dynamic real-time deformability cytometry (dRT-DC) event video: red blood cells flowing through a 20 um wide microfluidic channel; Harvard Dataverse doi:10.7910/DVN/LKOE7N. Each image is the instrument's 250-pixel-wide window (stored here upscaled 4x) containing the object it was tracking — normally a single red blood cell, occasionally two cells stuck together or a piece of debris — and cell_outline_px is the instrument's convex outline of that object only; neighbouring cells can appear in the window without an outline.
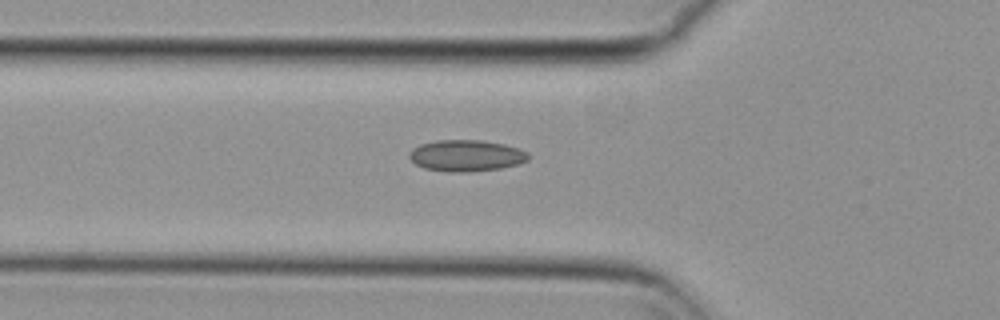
{"species": "common noctule bat (a hibernating species)", "species_latin": "Nyctalus noctula", "temperature_condition": "cold", "stored_images_in_passage": 39, "segment_of_instrument_passage": [1, 2], "camera_frame_rate_fps": 3000, "um_per_image_px": 0.085, "animal": {"sex": "female", "body_mass_g": 29.2, "forearm_length_mm": 56.3}, "frame": {"image": 1, "passage_image": 2, "time_ms": 0.333, "image_size_px": [1000, 320], "cell_outline_px": [[528, 160], [520, 164], [500, 168], [472, 172], [448, 172], [424, 168], [416, 164], [408, 156], [412, 148], [420, 144], [436, 140], [484, 140], [504, 144], [520, 148], [528, 152]], "centroid_in_image_um": [39.65, 13.23], "position_along_channel_um": 86.2, "area_um2": 22.02}}
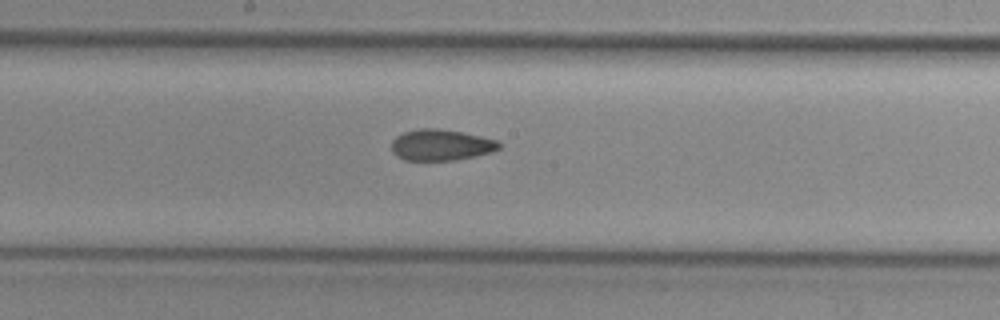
{"frame": {"image": 2, "passage_image": 12, "time_ms": 3.667, "image_size_px": [1000, 320], "cell_outline_px": [[500, 148], [492, 152], [476, 156], [456, 160], [404, 160], [396, 156], [392, 152], [392, 140], [396, 136], [404, 132], [416, 128], [440, 128], [500, 140]], "centroid_in_image_um": [37.48, 12.32], "position_along_channel_um": 210.7, "area_um2": 19.71}}
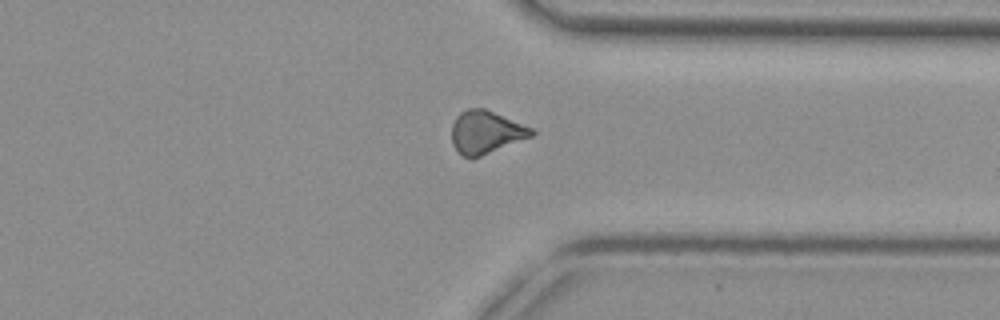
{"frame": {"image": 3, "passage_image": 25, "time_ms": 8.0, "image_size_px": [1000, 320], "cell_outline_px": [[536, 132], [532, 136], [472, 160], [464, 156], [452, 144], [452, 124], [456, 116], [460, 112], [468, 108], [484, 108], [532, 128]], "centroid_in_image_um": [41.28, 11.25], "position_along_channel_um": 370.1, "area_um2": 19.88}}